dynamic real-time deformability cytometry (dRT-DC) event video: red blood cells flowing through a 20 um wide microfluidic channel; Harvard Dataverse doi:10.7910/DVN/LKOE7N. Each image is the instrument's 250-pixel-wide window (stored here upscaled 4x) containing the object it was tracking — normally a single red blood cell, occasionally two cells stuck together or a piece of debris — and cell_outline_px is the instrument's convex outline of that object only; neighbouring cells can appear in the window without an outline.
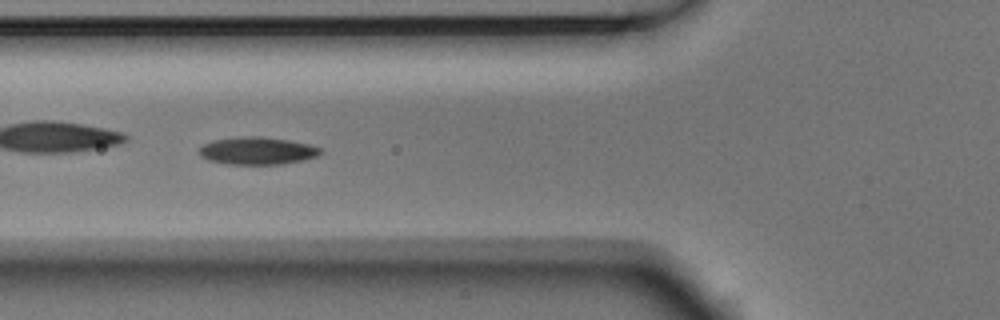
{"species": "Egyptian fruit bat (a non-hibernating species)", "species_latin": "Rousettus aegyptiacus", "temperature_condition": "room temperature", "stored_images_in_passage": 9, "camera_frame_rate_fps": 3000, "um_per_image_px": 0.085, "animal": {"sex": "male"}, "frame": {"image": 1, "passage_image": 6, "time_ms": 1.667, "image_size_px": [1000, 320], "cell_outline_px": [[324, 152], [316, 156], [304, 160], [280, 164], [228, 164], [208, 160], [200, 156], [200, 148], [204, 144], [212, 140], [236, 136], [260, 136], [288, 140], [308, 144], [320, 148]], "centroid_in_image_um": [21.86, 12.81], "position_along_channel_um": 103.9, "area_um2": 19.48}}
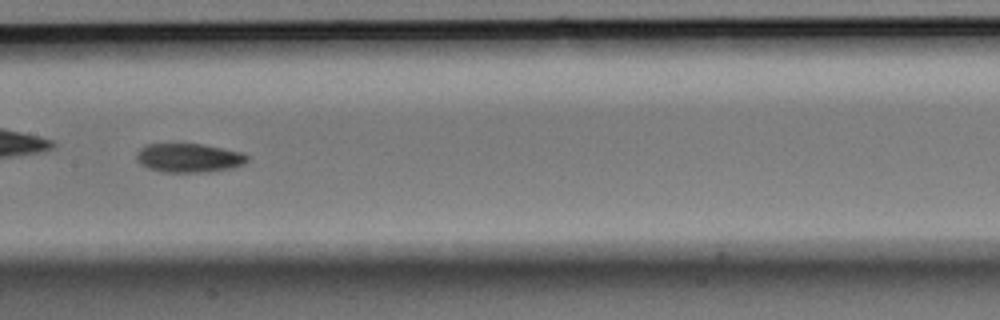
{"frame": {"image": 2, "passage_image": 8, "time_ms": 2.333, "image_size_px": [1000, 320], "cell_outline_px": [[248, 160], [244, 164], [232, 168], [208, 172], [160, 172], [148, 168], [140, 164], [136, 160], [136, 152], [140, 148], [148, 144], [204, 144], [244, 152], [248, 156]], "centroid_in_image_um": [16.07, 13.42], "position_along_channel_um": 191.3, "area_um2": 18.96}}
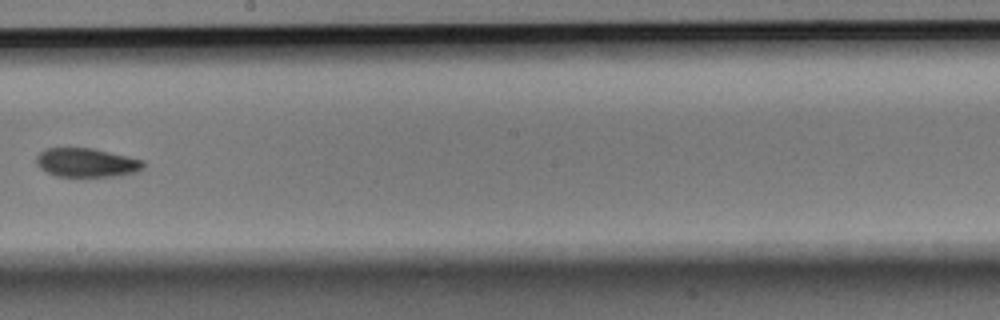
{"frame": {"image": 3, "passage_image": 9, "time_ms": 2.667, "image_size_px": [1000, 320], "cell_outline_px": [[144, 168], [136, 172], [120, 176], [56, 176], [40, 168], [36, 164], [36, 156], [44, 148], [92, 148], [144, 160]], "centroid_in_image_um": [7.36, 13.82], "position_along_channel_um": 240.8, "area_um2": 18.03}}